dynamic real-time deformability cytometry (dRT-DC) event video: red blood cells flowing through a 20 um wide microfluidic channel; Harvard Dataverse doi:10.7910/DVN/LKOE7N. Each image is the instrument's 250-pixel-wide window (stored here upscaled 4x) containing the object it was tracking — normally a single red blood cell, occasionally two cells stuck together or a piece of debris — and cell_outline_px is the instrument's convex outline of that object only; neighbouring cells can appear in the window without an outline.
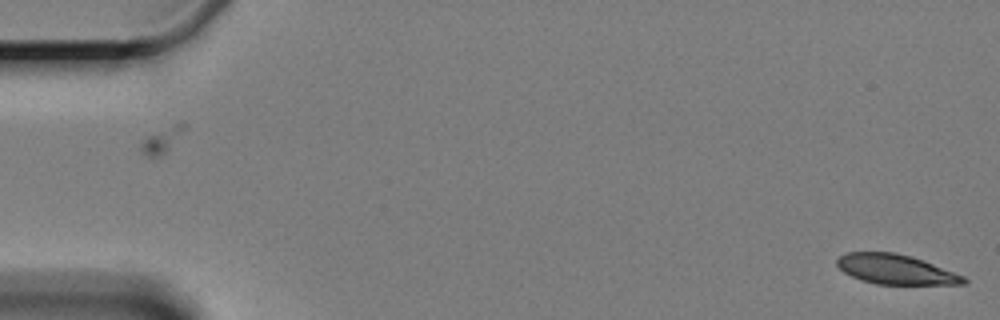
{"species": "Egyptian fruit bat (a non-hibernating species)", "species_latin": "Rousettus aegyptiacus", "temperature_condition": "cold", "stored_images_in_passage": 3, "camera_frame_rate_fps": 3000, "um_per_image_px": 0.085, "animal": {"sex": "female"}, "frame": {"image": 1, "passage_image": 3, "time_ms": 2.333, "image_size_px": [1000, 320], "cell_outline_px": [[968, 280], [964, 284], [876, 284], [852, 276], [844, 272], [836, 264], [836, 260], [840, 256], [848, 252], [896, 252], [912, 256], [924, 260], [964, 276]], "centroid_in_image_um": [76.14, 22.88], "position_along_channel_um": 8.9, "area_um2": 21.85}}